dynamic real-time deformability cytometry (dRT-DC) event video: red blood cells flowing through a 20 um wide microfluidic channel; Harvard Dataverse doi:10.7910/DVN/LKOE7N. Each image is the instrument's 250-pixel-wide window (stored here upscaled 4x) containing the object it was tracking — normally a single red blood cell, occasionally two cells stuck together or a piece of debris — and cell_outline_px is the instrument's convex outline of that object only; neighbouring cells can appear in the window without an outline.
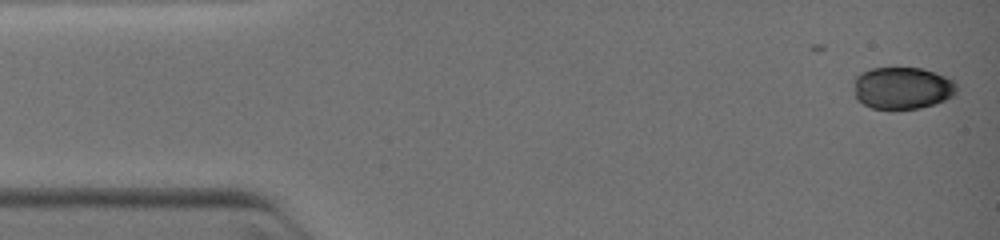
{"species": "common noctule bat (a hibernating species)", "species_latin": "Nyctalus noctula", "temperature_condition": "warm", "stored_images_in_passage": 3, "camera_frame_rate_fps": 3000, "um_per_image_px": 0.085, "animal": {"sex": "female", "body_mass_g": 19.0, "forearm_length_mm": 51.5}, "frame": {"image": 1, "passage_image": 3, "time_ms": 0.333, "image_size_px": [1000, 240], "cell_outline_px": [[956, 92], [952, 96], [936, 104], [920, 108], [872, 108], [856, 100], [852, 80], [860, 72], [872, 68], [920, 68], [956, 80]], "centroid_in_image_um": [76.67, 7.47], "position_along_channel_um": 8.3, "area_um2": 25.32}}